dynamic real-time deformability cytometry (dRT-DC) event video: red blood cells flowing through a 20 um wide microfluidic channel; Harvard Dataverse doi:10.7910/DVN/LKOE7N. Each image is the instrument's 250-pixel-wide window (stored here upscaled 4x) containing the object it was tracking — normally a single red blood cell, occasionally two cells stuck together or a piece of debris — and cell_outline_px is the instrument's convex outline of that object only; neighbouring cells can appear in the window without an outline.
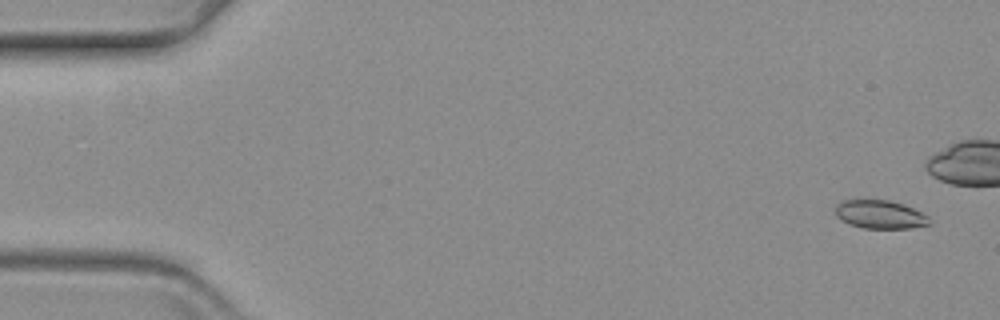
{"species": "common noctule bat (a hibernating species)", "species_latin": "Nyctalus noctula", "temperature_condition": "warm", "stored_images_in_passage": 41, "camera_frame_rate_fps": 3000, "um_per_image_px": 0.085, "animal": {"sex": "female", "body_mass_g": 19.3, "forearm_length_mm": 54.1}, "frame": {"image": 1, "passage_image": 3, "time_ms": 0.667, "image_size_px": [1000, 320], "cell_outline_px": [[932, 224], [912, 228], [864, 228], [848, 224], [836, 216], [836, 204], [840, 200], [856, 196], [888, 200], [904, 204], [928, 216], [932, 220]], "centroid_in_image_um": [74.75, 18.17], "position_along_channel_um": 10.3, "area_um2": 16.36}}
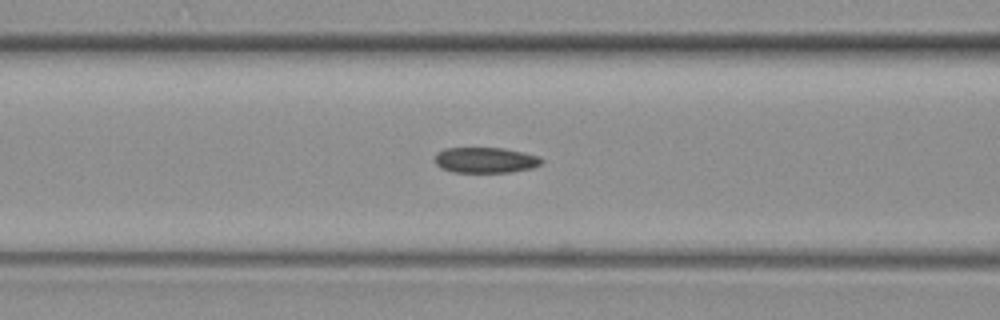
{"frame": {"image": 2, "passage_image": 25, "time_ms": 8.0, "image_size_px": [1000, 320], "cell_outline_px": [[544, 160], [540, 164], [532, 168], [512, 172], [452, 172], [440, 168], [436, 164], [436, 152], [444, 148], [504, 148], [524, 152], [540, 156]], "centroid_in_image_um": [41.27, 13.6], "position_along_channel_um": 125.3, "area_um2": 16.07}}
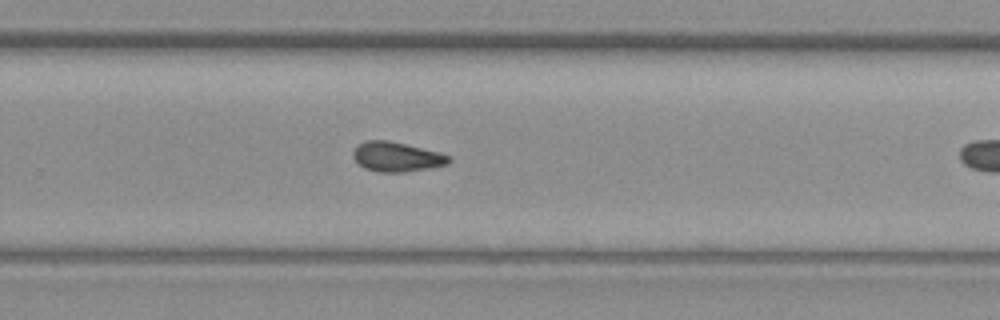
{"frame": {"image": 3, "passage_image": 40, "time_ms": 13.0, "image_size_px": [1000, 320], "cell_outline_px": [[452, 160], [448, 164], [432, 168], [404, 172], [376, 172], [364, 168], [352, 156], [352, 152], [364, 140], [388, 140], [436, 152], [448, 156]], "centroid_in_image_um": [33.69, 13.34], "position_along_channel_um": 296.1, "area_um2": 16.36}}